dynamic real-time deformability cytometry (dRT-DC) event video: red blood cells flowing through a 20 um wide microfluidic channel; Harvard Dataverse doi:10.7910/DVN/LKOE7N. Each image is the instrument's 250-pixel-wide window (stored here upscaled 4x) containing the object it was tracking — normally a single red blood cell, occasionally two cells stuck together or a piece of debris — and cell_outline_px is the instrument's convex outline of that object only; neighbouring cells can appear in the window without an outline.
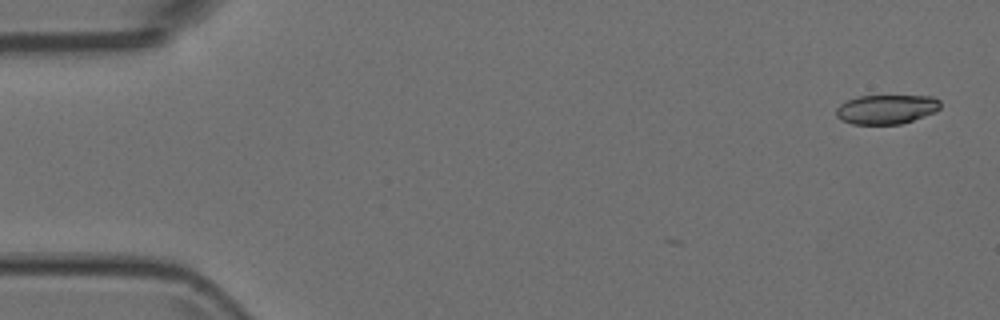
{"species": "Egyptian fruit bat (a non-hibernating species)", "species_latin": "Rousettus aegyptiacus", "temperature_condition": "room temperature", "stored_images_in_passage": 3, "camera_frame_rate_fps": 3000, "um_per_image_px": 0.085, "animal": {"sex": "female"}, "frame": {"image": 1, "passage_image": 1, "time_ms": 0.0, "image_size_px": [1000, 320], "cell_outline_px": [[940, 108], [936, 112], [900, 124], [852, 124], [836, 116], [836, 108], [840, 104], [848, 100], [860, 96], [932, 96], [940, 100]], "centroid_in_image_um": [75.36, 9.28], "position_along_channel_um": 9.6, "area_um2": 17.69}}